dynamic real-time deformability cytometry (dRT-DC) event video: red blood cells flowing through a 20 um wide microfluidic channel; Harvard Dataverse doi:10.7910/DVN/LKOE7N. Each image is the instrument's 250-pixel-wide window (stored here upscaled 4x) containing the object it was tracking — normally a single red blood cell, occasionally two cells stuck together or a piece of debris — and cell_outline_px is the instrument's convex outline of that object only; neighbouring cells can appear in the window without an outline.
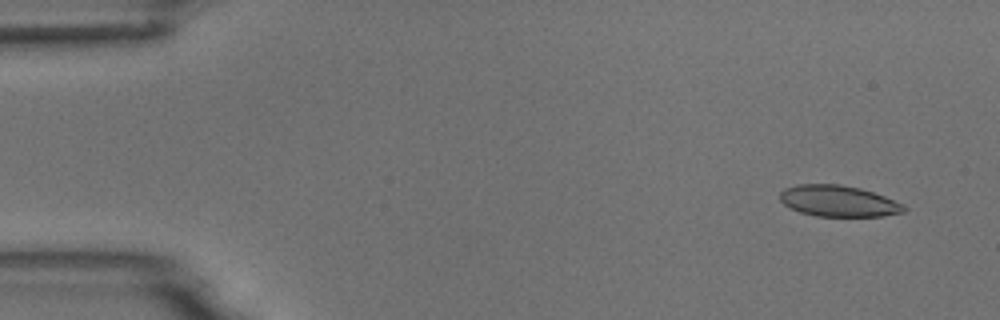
{"species": "common noctule bat (a hibernating species)", "species_latin": "Nyctalus noctula", "temperature_condition": "room temperature", "stored_images_in_passage": 6, "camera_frame_rate_fps": 3000, "um_per_image_px": 0.085, "animal": {"sex": "male", "body_mass_g": 18.8}, "frame": {"image": 1, "passage_image": 2, "time_ms": 1.0, "image_size_px": [1000, 320], "cell_outline_px": [[908, 208], [904, 212], [880, 216], [816, 216], [800, 212], [784, 204], [780, 200], [780, 192], [784, 188], [796, 184], [840, 184], [860, 188], [884, 196], [904, 204]], "centroid_in_image_um": [71.26, 17.08], "position_along_channel_um": 13.7, "area_um2": 22.54}}
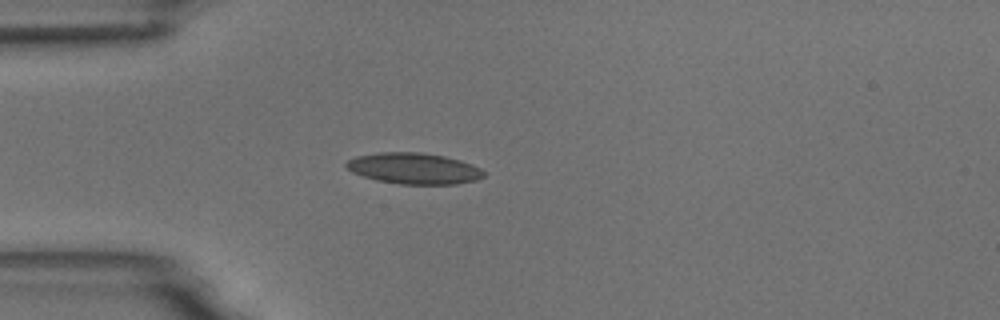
{"frame": {"image": 2, "passage_image": 5, "time_ms": 4.667, "image_size_px": [1000, 320], "cell_outline_px": [[484, 176], [476, 180], [456, 184], [400, 184], [376, 180], [352, 172], [344, 164], [348, 160], [356, 156], [376, 152], [420, 152], [444, 156], [460, 160], [472, 164], [480, 168], [484, 172]], "centroid_in_image_um": [35.17, 14.31], "position_along_channel_um": 49.8, "area_um2": 24.91}}